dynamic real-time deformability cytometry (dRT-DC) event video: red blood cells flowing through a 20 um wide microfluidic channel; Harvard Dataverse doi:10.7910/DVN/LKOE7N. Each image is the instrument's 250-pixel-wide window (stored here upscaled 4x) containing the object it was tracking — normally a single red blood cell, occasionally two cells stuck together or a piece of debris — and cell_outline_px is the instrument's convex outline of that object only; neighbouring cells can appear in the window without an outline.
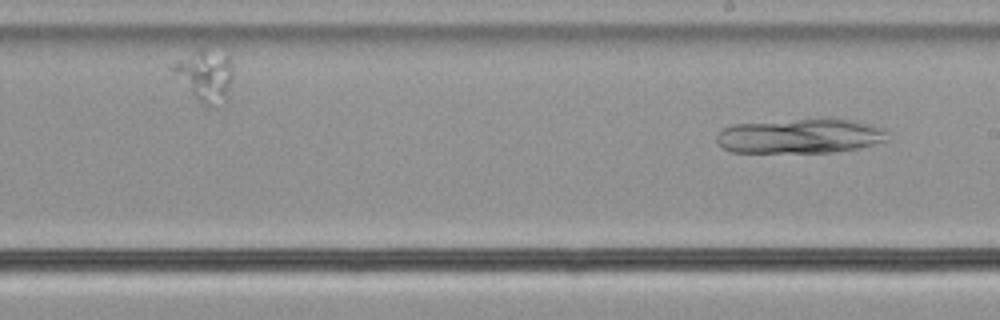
{"species": "common noctule bat (a hibernating species)", "species_latin": "Nyctalus noctula", "temperature_condition": "cold", "stored_images_in_passage": 24, "segment_of_instrument_passage": [2, 2], "camera_frame_rate_fps": 3000, "um_per_image_px": 0.085, "animal": {"sex": "male", "body_mass_g": 21.5, "forearm_length_mm": 52.0}, "frame": {"image": 1, "passage_image": 24, "time_ms": 7.667, "image_size_px": [1000, 320], "cell_outline_px": [[888, 140], [860, 148], [832, 152], [732, 152], [724, 148], [716, 140], [716, 136], [720, 128], [732, 124], [824, 116], [832, 116], [856, 120], [872, 124], [884, 128], [888, 132]], "centroid_in_image_um": [68.07, 11.51], "position_along_channel_um": 220.9, "area_um2": 35.84}}